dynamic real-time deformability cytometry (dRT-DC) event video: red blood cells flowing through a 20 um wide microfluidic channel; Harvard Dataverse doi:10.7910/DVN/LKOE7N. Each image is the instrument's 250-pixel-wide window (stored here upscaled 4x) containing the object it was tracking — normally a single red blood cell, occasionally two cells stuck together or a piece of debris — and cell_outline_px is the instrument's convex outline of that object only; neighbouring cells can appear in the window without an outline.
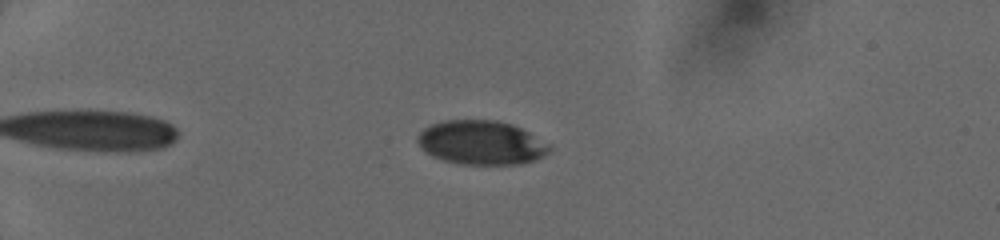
{"species": "human", "species_latin": "Homo sapiens", "temperature_condition": "cold", "stored_images_in_passage": 41, "camera_frame_rate_fps": 3000, "um_per_image_px": 0.085, "donor": {"sex": "female"}, "frame": {"image": 1, "passage_image": 5, "time_ms": 1.333, "image_size_px": [1000, 240], "cell_outline_px": [[552, 148], [544, 156], [536, 160], [520, 164], [460, 164], [444, 160], [432, 156], [424, 152], [420, 148], [416, 140], [416, 136], [424, 128], [432, 124], [444, 120], [496, 120], [512, 124], [552, 144]], "centroid_in_image_um": [40.91, 12.13], "position_along_channel_um": 44.1, "area_um2": 34.16}}
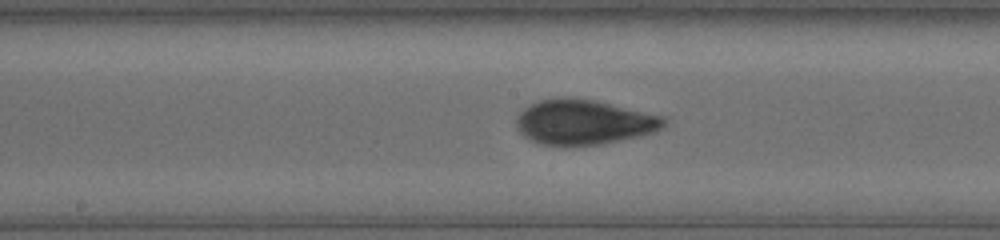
{"frame": {"image": 2, "passage_image": 20, "time_ms": 6.333, "image_size_px": [1000, 240], "cell_outline_px": [[668, 120], [664, 128], [656, 132], [640, 136], [604, 144], [568, 148], [564, 148], [540, 144], [524, 136], [520, 132], [516, 124], [516, 120], [520, 112], [524, 108], [540, 100], [564, 96], [592, 100], [664, 116]], "centroid_in_image_um": [49.64, 10.42], "position_along_channel_um": 198.6, "area_um2": 39.36}}
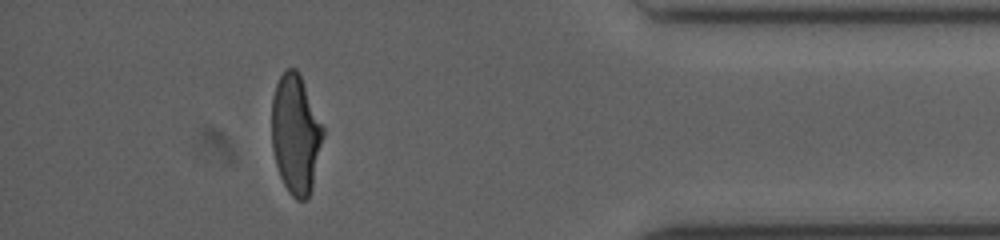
{"frame": {"image": 3, "passage_image": 36, "time_ms": 12.0, "image_size_px": [1000, 240], "cell_outline_px": [[324, 136], [312, 188], [308, 196], [304, 200], [296, 200], [288, 192], [280, 176], [276, 164], [272, 148], [272, 96], [276, 84], [284, 68], [296, 68], [300, 72], [324, 128]], "centroid_in_image_um": [25.13, 11.37], "position_along_channel_um": 410.1, "area_um2": 36.01}}